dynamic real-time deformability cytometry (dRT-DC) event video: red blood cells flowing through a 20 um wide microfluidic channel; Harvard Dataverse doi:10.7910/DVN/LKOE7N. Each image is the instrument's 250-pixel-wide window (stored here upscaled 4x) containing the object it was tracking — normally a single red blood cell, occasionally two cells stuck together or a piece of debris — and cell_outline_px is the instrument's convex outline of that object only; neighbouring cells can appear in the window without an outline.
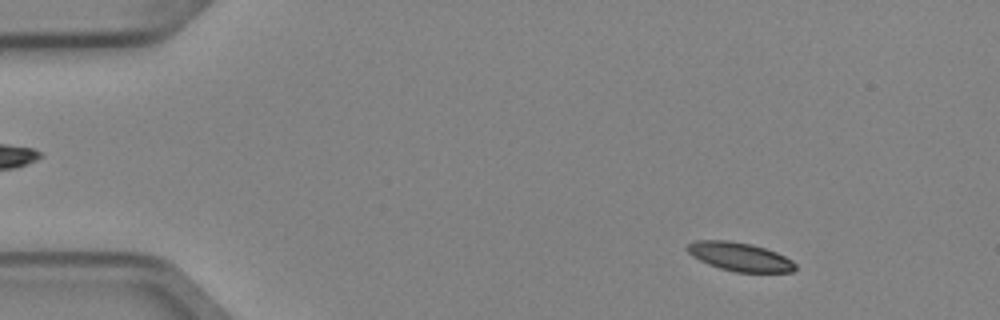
{"species": "Egyptian fruit bat (a non-hibernating species)", "species_latin": "Rousettus aegyptiacus", "temperature_condition": "cold", "stored_images_in_passage": 3, "camera_frame_rate_fps": 3000, "um_per_image_px": 0.085, "animal": {"sex": "female"}, "frame": {"image": 1, "passage_image": 1, "time_ms": 0.0, "image_size_px": [1000, 320], "cell_outline_px": [[796, 268], [792, 272], [736, 272], [720, 268], [708, 264], [692, 256], [684, 248], [688, 244], [696, 240], [728, 240], [752, 244], [776, 252], [792, 260], [796, 264]], "centroid_in_image_um": [62.86, 21.81], "position_along_channel_um": 22.1, "area_um2": 18.03}}